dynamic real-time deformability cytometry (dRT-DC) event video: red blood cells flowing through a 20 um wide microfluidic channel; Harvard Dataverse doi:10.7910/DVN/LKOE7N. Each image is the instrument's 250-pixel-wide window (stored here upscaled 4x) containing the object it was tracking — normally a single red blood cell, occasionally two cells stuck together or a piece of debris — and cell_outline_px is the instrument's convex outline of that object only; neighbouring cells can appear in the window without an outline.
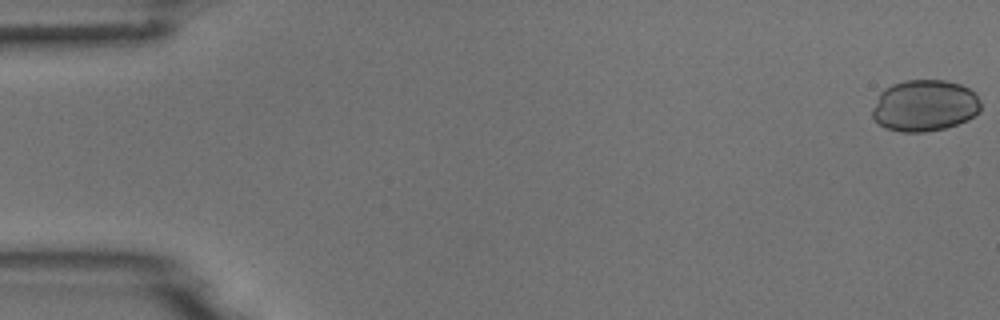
{"species": "common noctule bat (a hibernating species)", "species_latin": "Nyctalus noctula", "temperature_condition": "room temperature", "stored_images_in_passage": 52, "camera_frame_rate_fps": 3000, "um_per_image_px": 0.085, "animal": {"sex": "male", "body_mass_g": 18.8}, "frame": {"image": 1, "passage_image": 1, "time_ms": 0.0, "image_size_px": [1000, 320], "cell_outline_px": [[980, 112], [968, 120], [944, 128], [924, 132], [900, 132], [888, 128], [880, 124], [872, 116], [872, 108], [880, 92], [884, 88], [892, 84], [904, 80], [944, 80], [960, 84], [968, 88], [980, 100]], "centroid_in_image_um": [78.58, 8.97], "position_along_channel_um": 6.4, "area_um2": 32.54}}
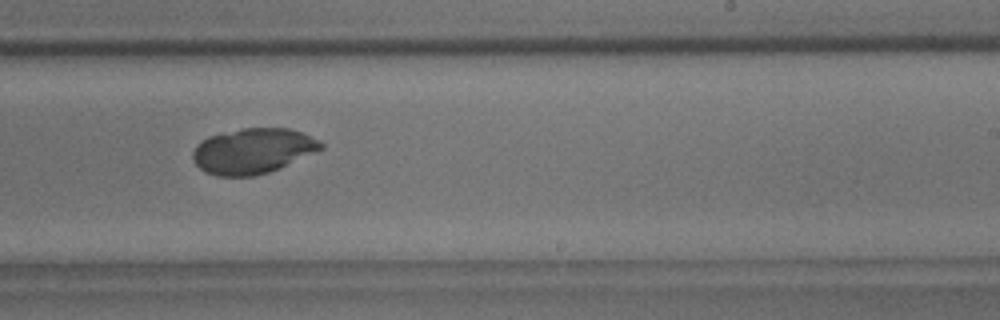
{"frame": {"image": 2, "passage_image": 32, "time_ms": 10.333, "image_size_px": [1000, 320], "cell_outline_px": [[324, 148], [268, 172], [252, 176], [216, 176], [204, 172], [192, 160], [192, 152], [196, 144], [200, 140], [208, 136], [244, 128], [288, 128], [304, 132], [320, 140], [324, 144]], "centroid_in_image_um": [21.47, 12.82], "position_along_channel_um": 267.5, "area_um2": 33.87}}
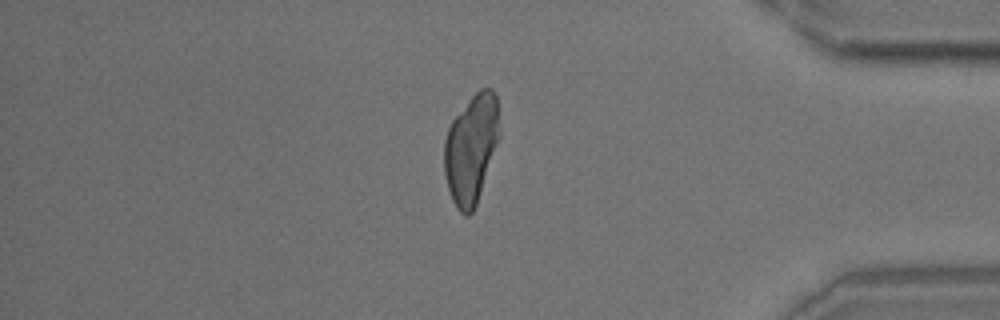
{"frame": {"image": 3, "passage_image": 44, "time_ms": 14.333, "image_size_px": [1000, 320], "cell_outline_px": [[500, 136], [476, 204], [472, 212], [468, 216], [464, 216], [456, 208], [452, 200], [448, 188], [444, 172], [444, 140], [448, 128], [452, 120], [472, 96], [480, 88], [492, 88], [496, 96], [500, 132]], "centroid_in_image_um": [40.04, 12.64], "position_along_channel_um": 395.2, "area_um2": 34.91}}